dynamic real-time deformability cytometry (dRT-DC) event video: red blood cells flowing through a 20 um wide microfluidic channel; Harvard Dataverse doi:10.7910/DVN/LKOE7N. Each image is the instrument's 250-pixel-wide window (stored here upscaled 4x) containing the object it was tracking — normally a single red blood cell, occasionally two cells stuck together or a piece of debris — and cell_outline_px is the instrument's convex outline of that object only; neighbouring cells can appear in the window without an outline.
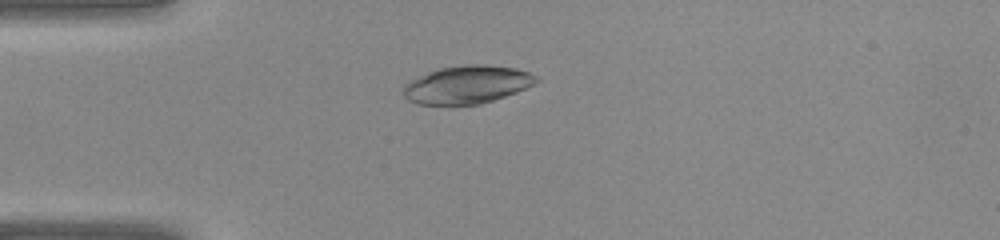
{"species": "common noctule bat (a hibernating species)", "species_latin": "Nyctalus noctula", "temperature_condition": "warm", "stored_images_in_passage": 34, "camera_frame_rate_fps": 3000, "um_per_image_px": 0.085, "animal": {"sex": "female", "body_mass_g": 22.0, "forearm_length_mm": 56.7}, "frame": {"image": 1, "passage_image": 5, "time_ms": 1.333, "image_size_px": [1000, 240], "cell_outline_px": [[540, 80], [536, 84], [516, 92], [480, 104], [416, 104], [408, 100], [404, 96], [404, 84], [428, 72], [440, 68], [468, 64], [484, 64], [516, 68], [528, 72], [536, 76]], "centroid_in_image_um": [39.73, 7.18], "position_along_channel_um": 45.3, "area_um2": 29.19}}
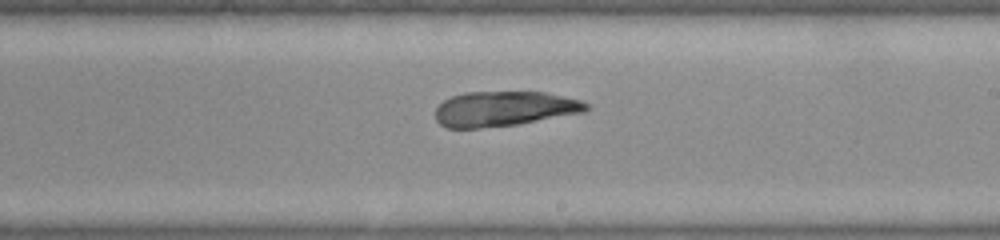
{"frame": {"image": 2, "passage_image": 18, "time_ms": 5.667, "image_size_px": [1000, 240], "cell_outline_px": [[592, 108], [584, 112], [520, 124], [480, 128], [448, 128], [440, 124], [436, 120], [436, 108], [444, 100], [452, 96], [464, 92], [544, 92], [580, 100], [588, 104]], "centroid_in_image_um": [42.86, 9.25], "position_along_channel_um": 246.1, "area_um2": 30.81}}
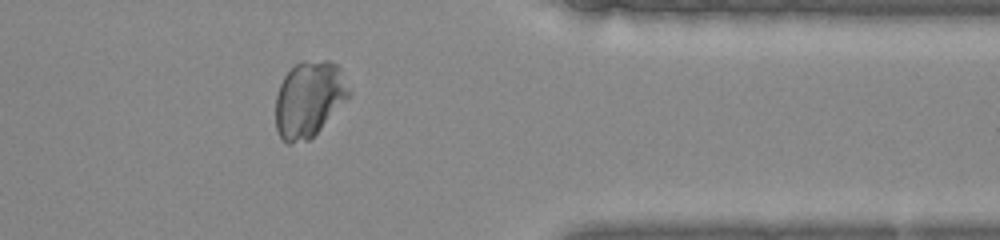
{"frame": {"image": 3, "passage_image": 27, "time_ms": 8.667, "image_size_px": [1000, 240], "cell_outline_px": [[352, 96], [308, 140], [292, 144], [288, 144], [280, 136], [276, 128], [276, 96], [280, 84], [284, 76], [300, 60], [332, 60], [340, 68], [352, 92]], "centroid_in_image_um": [26.3, 8.39], "position_along_channel_um": 385.1, "area_um2": 32.71}}